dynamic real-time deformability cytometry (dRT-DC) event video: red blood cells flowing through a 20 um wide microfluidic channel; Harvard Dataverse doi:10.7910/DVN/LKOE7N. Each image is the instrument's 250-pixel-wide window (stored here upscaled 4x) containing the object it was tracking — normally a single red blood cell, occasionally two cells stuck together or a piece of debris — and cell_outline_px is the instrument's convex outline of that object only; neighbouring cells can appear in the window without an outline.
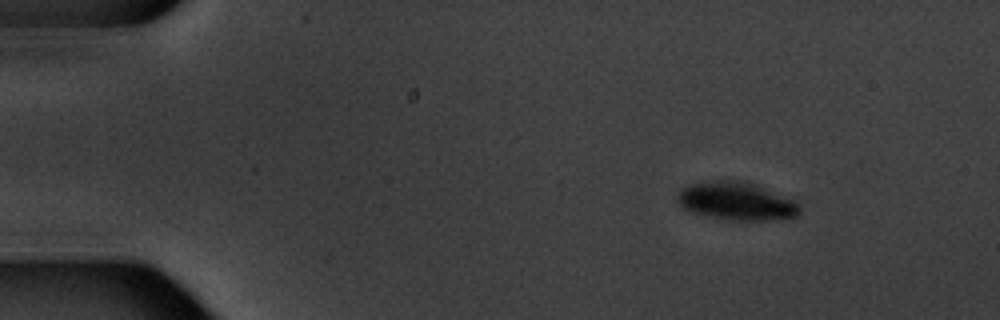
{"species": "common noctule bat (a hibernating species)", "species_latin": "Nyctalus noctula", "temperature_condition": "warm", "stored_images_in_passage": 4, "camera_frame_rate_fps": 3000, "um_per_image_px": 0.085, "animal": {"sex": "male", "body_mass_g": 20.1, "forearm_length_mm": 53.5}, "frame": {"image": 1, "passage_image": 1, "time_ms": 0.0, "image_size_px": [1000, 320], "cell_outline_px": [[800, 212], [796, 216], [784, 220], [732, 220], [708, 216], [692, 212], [684, 208], [676, 200], [676, 196], [688, 184], [716, 180], [740, 180], [756, 184], [796, 200], [800, 204]], "centroid_in_image_um": [62.65, 17.1], "position_along_channel_um": 22.3, "area_um2": 27.34}}
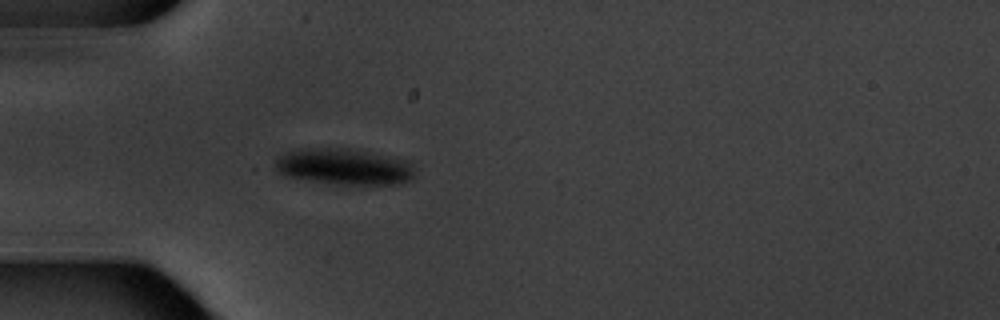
{"frame": {"image": 2, "passage_image": 4, "time_ms": 3.333, "image_size_px": [1000, 320], "cell_outline_px": [[416, 176], [412, 180], [400, 184], [340, 184], [312, 180], [288, 176], [276, 172], [276, 156], [300, 148], [348, 148], [408, 160], [412, 164]], "centroid_in_image_um": [29.29, 14.16], "position_along_channel_um": 55.7, "area_um2": 29.42}}